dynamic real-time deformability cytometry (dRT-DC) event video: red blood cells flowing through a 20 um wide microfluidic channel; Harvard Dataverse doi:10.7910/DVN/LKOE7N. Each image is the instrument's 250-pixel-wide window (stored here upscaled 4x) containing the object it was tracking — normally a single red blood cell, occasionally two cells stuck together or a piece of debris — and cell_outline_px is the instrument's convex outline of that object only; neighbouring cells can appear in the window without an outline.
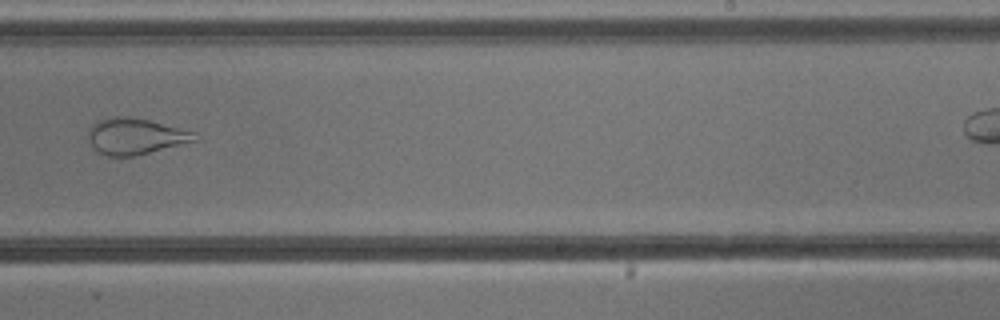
{"species": "common noctule bat (a hibernating species)", "species_latin": "Nyctalus noctula", "temperature_condition": "cold", "stored_images_in_passage": 10, "segment_of_instrument_passage": [1, 2], "camera_frame_rate_fps": 3000, "um_per_image_px": 0.085, "animal": {"sex": "male", "body_mass_g": 13.3}, "frame": {"image": 1, "passage_image": 9, "time_ms": 10.0, "image_size_px": [1000, 320], "cell_outline_px": [[200, 140], [132, 156], [108, 156], [96, 152], [88, 140], [88, 128], [92, 124], [108, 116], [128, 116], [148, 120], [196, 132]], "centroid_in_image_um": [11.49, 11.58], "position_along_channel_um": 277.5, "area_um2": 22.6}}